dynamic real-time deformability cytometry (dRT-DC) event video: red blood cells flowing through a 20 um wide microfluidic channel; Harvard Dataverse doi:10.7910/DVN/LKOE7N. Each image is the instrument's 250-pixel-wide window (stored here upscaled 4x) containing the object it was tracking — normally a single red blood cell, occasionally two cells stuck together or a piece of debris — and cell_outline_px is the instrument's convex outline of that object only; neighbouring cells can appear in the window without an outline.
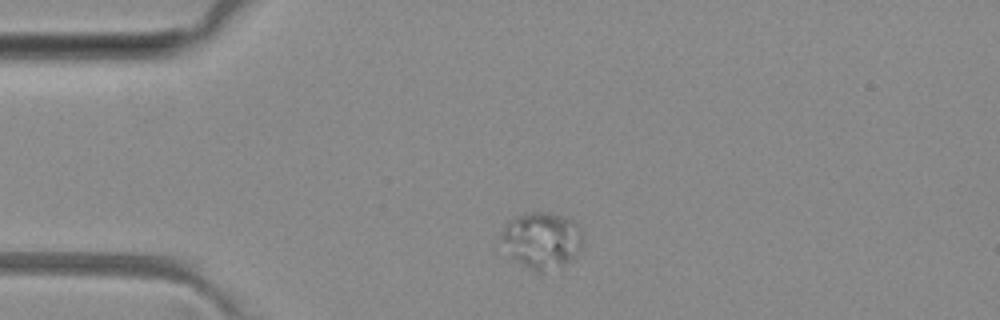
{"species": "common noctule bat (a hibernating species)", "species_latin": "Nyctalus noctula", "temperature_condition": "room temperature", "stored_images_in_passage": 5, "camera_frame_rate_fps": 3000, "um_per_image_px": 0.085, "animal": {"sex": "female", "body_mass_g": 29.2, "forearm_length_mm": 56.3}, "frame": {"image": 1, "passage_image": 5, "time_ms": 5.667, "image_size_px": [1000, 320], "cell_outline_px": [[584, 244], [580, 252], [576, 256], [564, 264], [540, 272], [536, 272], [512, 260], [500, 236], [500, 232], [504, 224], [508, 220], [516, 216], [528, 212], [548, 212], [572, 220], [580, 228], [584, 236]], "centroid_in_image_um": [46.05, 20.41], "position_along_channel_um": 38.9, "area_um2": 27.11}}